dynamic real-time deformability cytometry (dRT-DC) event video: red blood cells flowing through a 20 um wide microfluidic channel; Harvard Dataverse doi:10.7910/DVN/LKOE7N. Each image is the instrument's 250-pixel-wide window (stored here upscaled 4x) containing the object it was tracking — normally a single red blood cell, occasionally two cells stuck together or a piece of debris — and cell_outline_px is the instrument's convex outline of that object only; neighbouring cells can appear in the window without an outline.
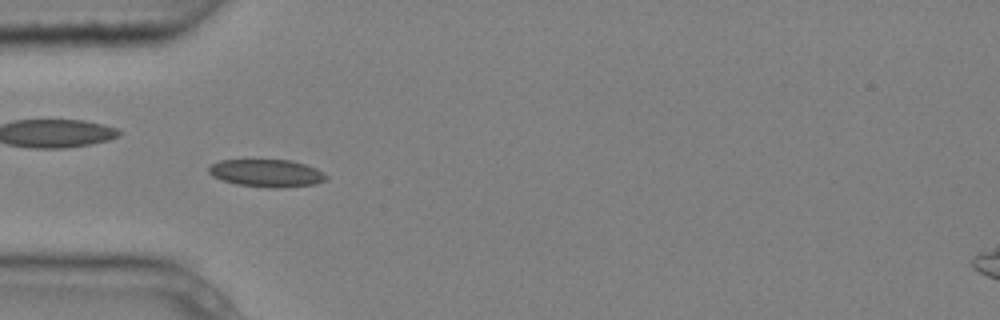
{"species": "common noctule bat (a hibernating species)", "species_latin": "Nyctalus noctula", "temperature_condition": "cold", "stored_images_in_passage": 9, "camera_frame_rate_fps": 3000, "um_per_image_px": 0.085, "animal": {"sex": "male", "body_mass_g": 20.4}, "frame": {"image": 1, "passage_image": 4, "time_ms": 1.0, "image_size_px": [1000, 320], "cell_outline_px": [[328, 176], [324, 180], [316, 184], [280, 188], [272, 188], [236, 184], [212, 176], [208, 172], [208, 168], [212, 164], [220, 160], [292, 160], [316, 168], [324, 172]], "centroid_in_image_um": [22.68, 14.72], "position_along_channel_um": 62.3, "area_um2": 18.84}}
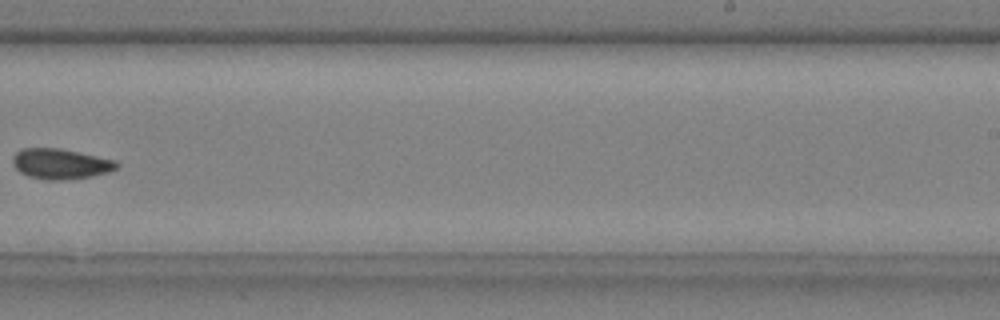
{"frame": {"image": 2, "passage_image": 9, "time_ms": 2.667, "image_size_px": [1000, 320], "cell_outline_px": [[120, 164], [116, 168], [108, 172], [92, 176], [60, 180], [44, 180], [28, 176], [20, 172], [12, 164], [12, 156], [20, 148], [60, 148], [116, 160]], "centroid_in_image_um": [5.12, 13.92], "position_along_channel_um": 283.9, "area_um2": 18.5}}